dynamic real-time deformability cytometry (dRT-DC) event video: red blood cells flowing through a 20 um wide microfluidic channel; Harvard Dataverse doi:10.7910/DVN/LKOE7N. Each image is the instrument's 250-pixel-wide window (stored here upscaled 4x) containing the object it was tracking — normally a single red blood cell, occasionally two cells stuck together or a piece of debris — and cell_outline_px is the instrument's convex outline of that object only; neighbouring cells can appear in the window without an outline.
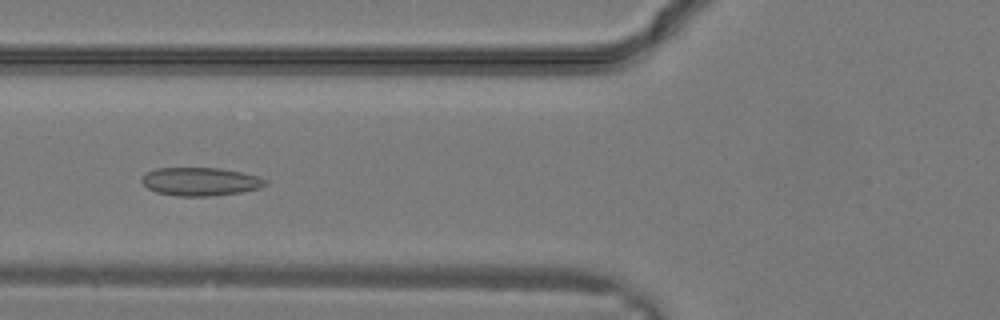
{"species": "common noctule bat (a hibernating species)", "species_latin": "Nyctalus noctula", "temperature_condition": "warm", "stored_images_in_passage": 18, "camera_frame_rate_fps": 3000, "um_per_image_px": 0.085, "animal": {"sex": "male", "body_mass_g": 19.2, "forearm_length_mm": 51.8}, "frame": {"image": 1, "passage_image": 11, "time_ms": 3.333, "image_size_px": [1000, 320], "cell_outline_px": [[268, 184], [260, 188], [240, 192], [208, 196], [176, 196], [156, 192], [148, 188], [140, 180], [148, 172], [156, 168], [220, 168], [260, 176], [268, 180]], "centroid_in_image_um": [17.07, 15.43], "position_along_channel_um": 108.7, "area_um2": 20.35}}
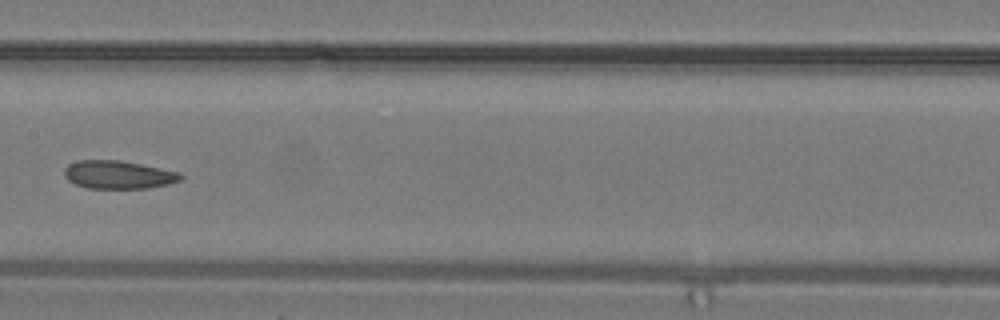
{"frame": {"image": 2, "passage_image": 15, "time_ms": 4.667, "image_size_px": [1000, 320], "cell_outline_px": [[184, 176], [180, 180], [168, 184], [148, 188], [88, 188], [76, 184], [68, 180], [64, 176], [64, 168], [68, 164], [76, 160], [120, 160], [180, 172]], "centroid_in_image_um": [10.04, 14.84], "position_along_channel_um": 197.4, "area_um2": 19.07}}
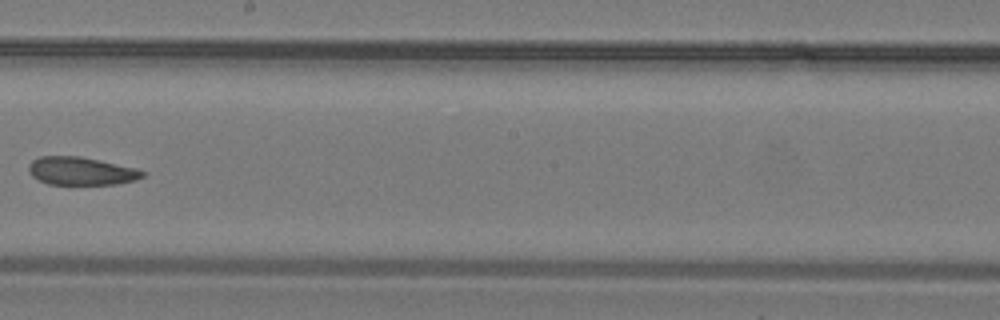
{"frame": {"image": 3, "passage_image": 17, "time_ms": 5.333, "image_size_px": [1000, 320], "cell_outline_px": [[144, 176], [136, 180], [116, 184], [48, 184], [32, 176], [28, 172], [28, 164], [32, 160], [40, 156], [80, 156], [136, 168], [144, 172]], "centroid_in_image_um": [6.87, 14.53], "position_along_channel_um": 241.3, "area_um2": 18.55}}